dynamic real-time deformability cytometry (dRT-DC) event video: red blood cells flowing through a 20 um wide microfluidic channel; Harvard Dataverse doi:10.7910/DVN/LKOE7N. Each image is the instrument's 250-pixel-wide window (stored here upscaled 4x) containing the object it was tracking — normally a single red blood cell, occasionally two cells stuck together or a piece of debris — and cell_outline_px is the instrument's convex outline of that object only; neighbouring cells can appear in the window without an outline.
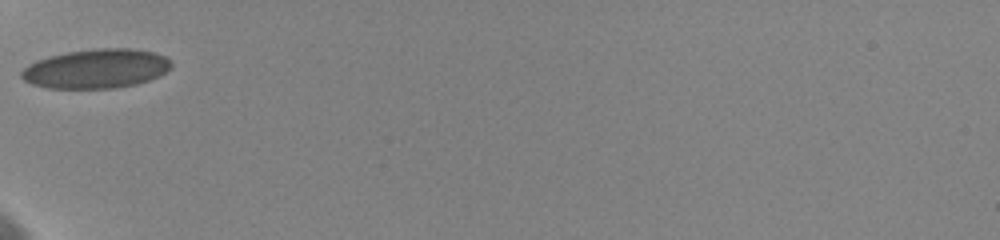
{"species": "human", "species_latin": "Homo sapiens", "temperature_condition": "cold", "stored_images_in_passage": 1, "camera_frame_rate_fps": 3000, "um_per_image_px": 0.085, "donor": {"sex": "female"}, "frame": {"image": 1, "passage_image": 1, "time_ms": 0.0, "image_size_px": [1000, 240], "cell_outline_px": [[172, 68], [148, 80], [136, 84], [112, 88], [48, 88], [32, 84], [24, 80], [20, 76], [20, 72], [28, 64], [36, 60], [48, 56], [68, 52], [96, 48], [132, 48], [152, 52], [164, 56], [172, 64]], "centroid_in_image_um": [8.14, 5.83], "position_along_channel_um": 76.9, "area_um2": 34.16}}